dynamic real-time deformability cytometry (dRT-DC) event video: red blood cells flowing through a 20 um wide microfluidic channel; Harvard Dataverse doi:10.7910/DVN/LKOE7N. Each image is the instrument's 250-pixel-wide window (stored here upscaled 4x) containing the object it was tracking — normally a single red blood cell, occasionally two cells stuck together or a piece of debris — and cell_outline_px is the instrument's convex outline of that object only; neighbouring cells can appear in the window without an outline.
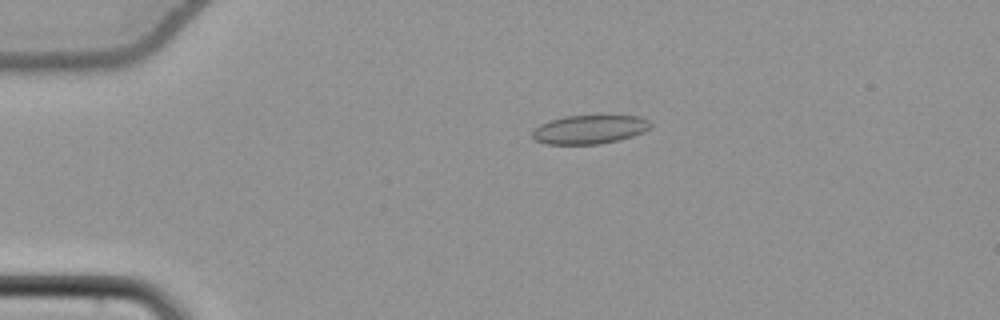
{"species": "common noctule bat (a hibernating species)", "species_latin": "Nyctalus noctula", "temperature_condition": "cold", "stored_images_in_passage": 54, "camera_frame_rate_fps": 3000, "um_per_image_px": 0.085, "animal": {"sex": "female", "body_mass_g": 22.7, "forearm_length_mm": 54.2}, "frame": {"image": 1, "passage_image": 12, "time_ms": 3.667, "image_size_px": [1000, 320], "cell_outline_px": [[652, 128], [644, 132], [632, 136], [600, 144], [548, 144], [536, 140], [532, 136], [532, 132], [540, 124], [564, 116], [640, 116], [648, 120], [652, 124]], "centroid_in_image_um": [50.15, 11.0], "position_along_channel_um": 34.9, "area_um2": 19.65}}
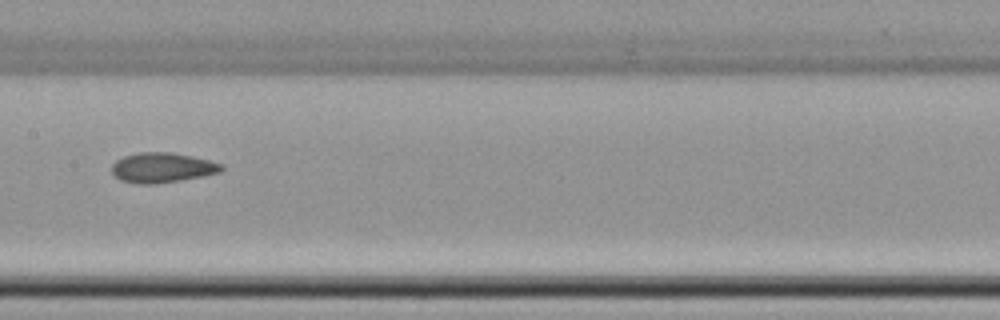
{"frame": {"image": 2, "passage_image": 28, "time_ms": 9.0, "image_size_px": [1000, 320], "cell_outline_px": [[224, 168], [220, 172], [204, 176], [156, 184], [136, 184], [120, 180], [112, 172], [112, 164], [116, 160], [124, 156], [140, 152], [172, 152], [192, 156], [224, 164]], "centroid_in_image_um": [13.8, 14.25], "position_along_channel_um": 193.6, "area_um2": 19.25}}
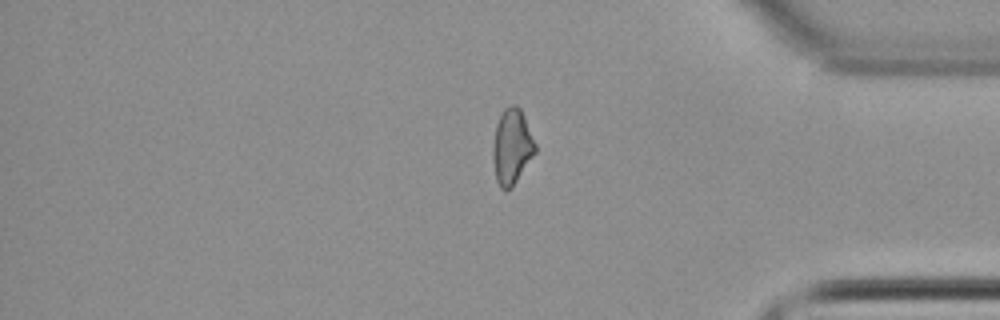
{"frame": {"image": 3, "passage_image": 45, "time_ms": 14.667, "image_size_px": [1000, 320], "cell_outline_px": [[536, 152], [512, 188], [500, 188], [496, 180], [492, 156], [492, 144], [496, 124], [500, 112], [504, 108], [512, 104], [516, 104], [520, 108], [524, 116], [536, 144]], "centroid_in_image_um": [43.49, 12.44], "position_along_channel_um": 391.7, "area_um2": 18.79}, "authors_computed_cell_mechanics": {"area_um2": 19.2474, "velocity_mm_per_s": 3.862, "shape_relaxation_time_tau1_ms": null, "shape_relaxation_time_tau2_ms": 3.6251, "deformation_change_tau1": null, "deformation_change_tau2": 0.1044}}